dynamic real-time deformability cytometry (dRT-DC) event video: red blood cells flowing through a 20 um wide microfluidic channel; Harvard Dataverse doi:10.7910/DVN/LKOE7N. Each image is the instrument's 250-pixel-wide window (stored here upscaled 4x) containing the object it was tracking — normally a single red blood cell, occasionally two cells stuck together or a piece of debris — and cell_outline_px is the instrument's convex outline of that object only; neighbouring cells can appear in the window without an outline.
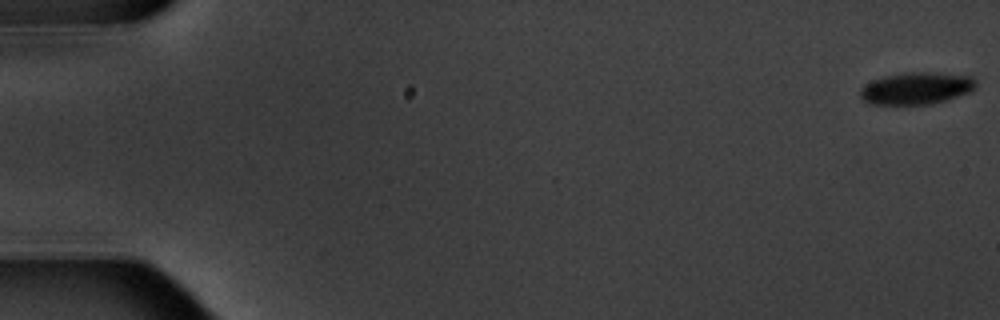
{"species": "common noctule bat (a hibernating species)", "species_latin": "Nyctalus noctula", "temperature_condition": "warm", "stored_images_in_passage": 5, "camera_frame_rate_fps": 3000, "um_per_image_px": 0.085, "animal": {"sex": "male", "body_mass_g": 20.1, "forearm_length_mm": 53.5}, "frame": {"image": 1, "passage_image": 1, "time_ms": 0.0, "image_size_px": [1000, 320], "cell_outline_px": [[976, 88], [972, 92], [948, 100], [932, 104], [872, 104], [864, 100], [860, 96], [860, 88], [864, 84], [872, 80], [884, 76], [908, 72], [936, 72], [972, 76], [976, 80]], "centroid_in_image_um": [77.94, 7.5], "position_along_channel_um": 7.1, "area_um2": 21.96}}
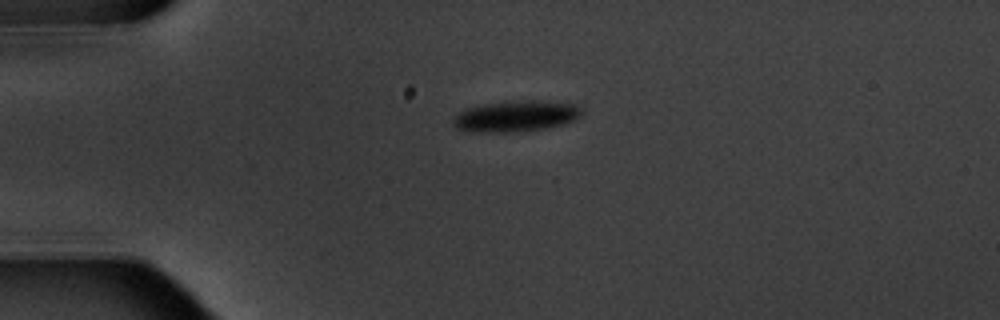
{"frame": {"image": 2, "passage_image": 4, "time_ms": 4.667, "image_size_px": [1000, 320], "cell_outline_px": [[584, 112], [576, 120], [564, 124], [548, 128], [508, 132], [472, 132], [456, 128], [452, 124], [452, 120], [464, 108], [484, 104], [520, 100], [540, 100], [576, 104]], "centroid_in_image_um": [43.87, 9.87], "position_along_channel_um": 41.1, "area_um2": 23.47}}